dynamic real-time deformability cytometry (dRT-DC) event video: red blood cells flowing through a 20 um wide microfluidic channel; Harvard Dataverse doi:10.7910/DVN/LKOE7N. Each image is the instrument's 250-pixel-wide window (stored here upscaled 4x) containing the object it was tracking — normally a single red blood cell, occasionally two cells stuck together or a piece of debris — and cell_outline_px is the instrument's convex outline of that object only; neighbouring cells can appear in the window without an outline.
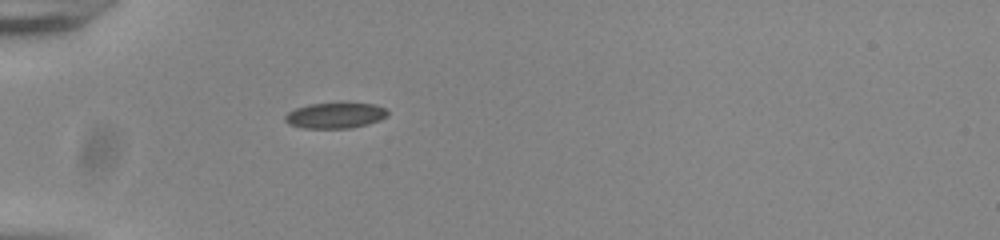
{"species": "common noctule bat (a hibernating species)", "species_latin": "Nyctalus noctula", "temperature_condition": "room temperature", "stored_images_in_passage": 31, "camera_frame_rate_fps": 3000, "um_per_image_px": 0.085, "animal": {"sex": "male", "body_mass_g": 20.0, "forearm_length_mm": 53.3}, "frame": {"image": 1, "passage_image": 1, "time_ms": 0.0, "image_size_px": [1000, 240], "cell_outline_px": [[388, 116], [380, 120], [352, 128], [304, 128], [288, 124], [284, 120], [284, 116], [288, 112], [296, 108], [308, 104], [340, 100], [348, 100], [372, 104], [384, 108], [388, 112]], "centroid_in_image_um": [28.5, 9.76], "position_along_channel_um": 56.5, "area_um2": 16.13}}
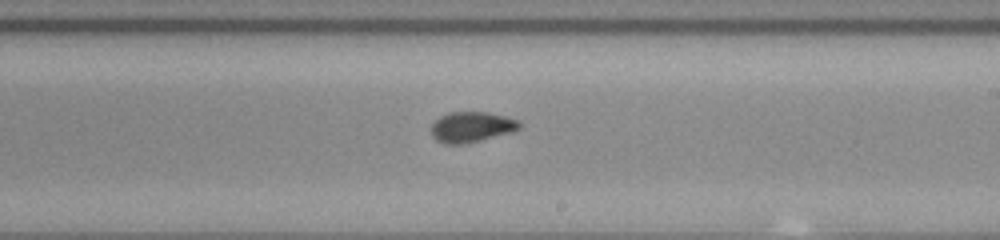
{"frame": {"image": 2, "passage_image": 17, "time_ms": 5.333, "image_size_px": [1000, 240], "cell_outline_px": [[520, 128], [512, 132], [464, 144], [444, 144], [436, 140], [432, 136], [432, 124], [440, 116], [448, 112], [488, 112], [520, 120]], "centroid_in_image_um": [40.08, 10.79], "position_along_channel_um": 248.9, "area_um2": 15.66}}
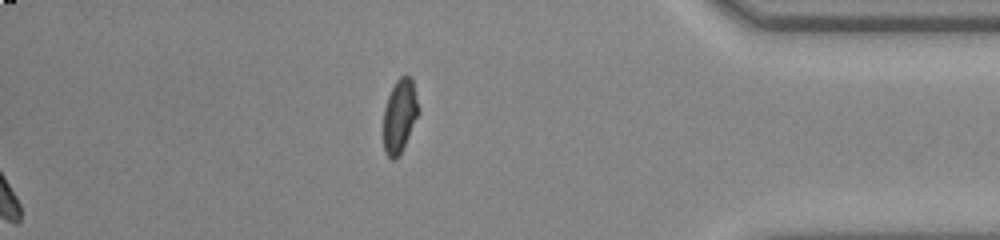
{"frame": {"image": 3, "passage_image": 31, "time_ms": 10.0, "image_size_px": [1000, 240], "cell_outline_px": [[420, 112], [400, 152], [392, 160], [384, 152], [384, 108], [388, 96], [396, 80], [400, 76], [412, 76], [420, 108]], "centroid_in_image_um": [33.99, 9.78], "position_along_channel_um": 401.2, "area_um2": 14.91}, "authors_computed_cell_mechanics": {"area_um2": 15.3748, "velocity_mm_per_s": 3.8506, "shape_relaxation_time_tau1_ms": 3.3758, "shape_relaxation_time_tau2_ms": 1.3185, "deformation_change_tau1": 0.1325, "deformation_change_tau2": 0.0633}}